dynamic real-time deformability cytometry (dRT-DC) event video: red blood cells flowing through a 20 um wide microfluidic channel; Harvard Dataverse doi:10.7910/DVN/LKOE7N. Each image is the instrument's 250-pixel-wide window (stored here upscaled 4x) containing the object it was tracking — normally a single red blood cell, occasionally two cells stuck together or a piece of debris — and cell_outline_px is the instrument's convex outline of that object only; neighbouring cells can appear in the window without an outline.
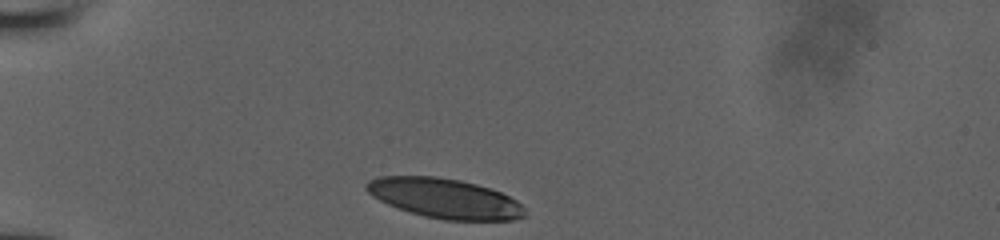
{"species": "human", "species_latin": "Homo sapiens", "temperature_condition": "room temperature", "stored_images_in_passage": 30, "camera_frame_rate_fps": 3000, "um_per_image_px": 0.085, "donor": {"sex": "male"}, "frame": {"image": 1, "passage_image": 1, "time_ms": 0.0, "image_size_px": [1000, 240], "cell_outline_px": [[524, 216], [516, 220], [444, 220], [424, 216], [388, 204], [372, 196], [364, 188], [364, 184], [368, 180], [380, 176], [436, 176], [460, 180], [476, 184], [500, 192], [516, 200], [524, 208]], "centroid_in_image_um": [37.77, 16.85], "position_along_channel_um": 47.2, "area_um2": 36.53}}
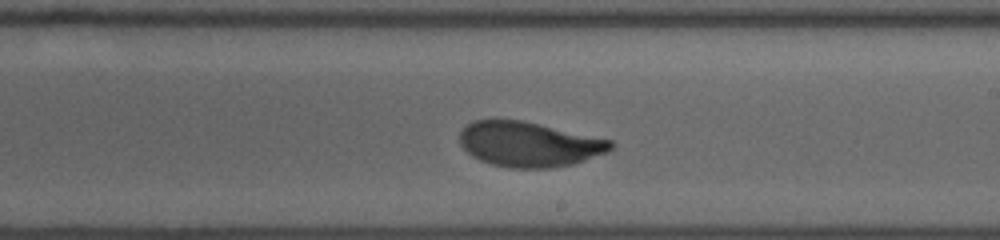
{"frame": {"image": 2, "passage_image": 18, "time_ms": 5.667, "image_size_px": [1000, 240], "cell_outline_px": [[616, 144], [608, 152], [572, 164], [552, 168], [508, 168], [492, 164], [480, 160], [472, 156], [460, 144], [460, 132], [472, 120], [524, 120], [612, 140]], "centroid_in_image_um": [44.99, 12.26], "position_along_channel_um": 244.0, "area_um2": 39.65}}
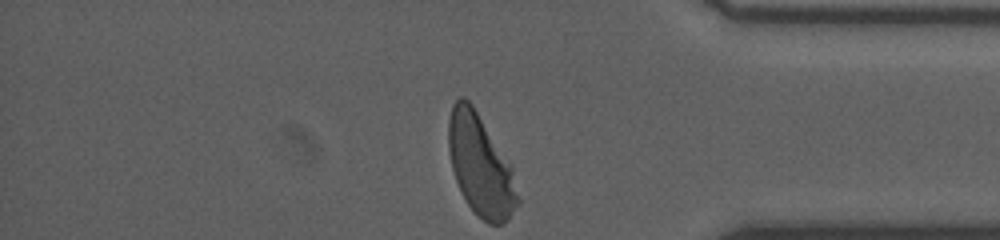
{"frame": {"image": 3, "passage_image": 30, "time_ms": 9.667, "image_size_px": [1000, 240], "cell_outline_px": [[520, 204], [508, 220], [504, 224], [488, 224], [468, 204], [456, 180], [452, 168], [448, 148], [448, 120], [452, 104], [460, 96], [464, 96], [472, 104], [512, 168], [520, 200]], "centroid_in_image_um": [40.84, 14.07], "position_along_channel_um": 394.4, "area_um2": 40.34}}